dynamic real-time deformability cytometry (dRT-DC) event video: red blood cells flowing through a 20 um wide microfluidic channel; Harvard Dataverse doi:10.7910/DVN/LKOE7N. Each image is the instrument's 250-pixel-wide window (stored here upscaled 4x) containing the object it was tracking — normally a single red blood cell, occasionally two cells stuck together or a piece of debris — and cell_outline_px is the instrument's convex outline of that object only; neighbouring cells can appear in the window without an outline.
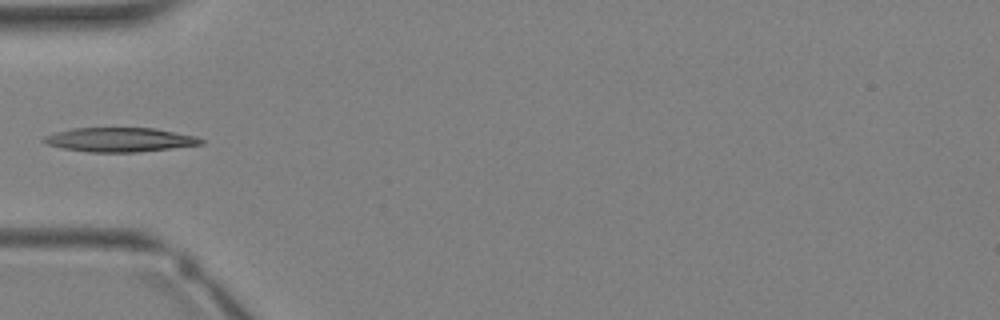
{"species": "Egyptian fruit bat (a non-hibernating species)", "species_latin": "Rousettus aegyptiacus", "temperature_condition": "warm", "stored_images_in_passage": 24, "camera_frame_rate_fps": 3000, "um_per_image_px": 0.085, "animal": {"sex": "female"}, "frame": {"image": 1, "passage_image": 1, "time_ms": 0.0, "image_size_px": [1000, 320], "cell_outline_px": [[204, 144], [136, 152], [88, 152], [64, 148], [48, 144], [40, 140], [44, 136], [56, 132], [72, 128], [156, 128], [196, 136], [204, 140]], "centroid_in_image_um": [10.19, 11.87], "position_along_channel_um": 74.8, "area_um2": 22.08}}
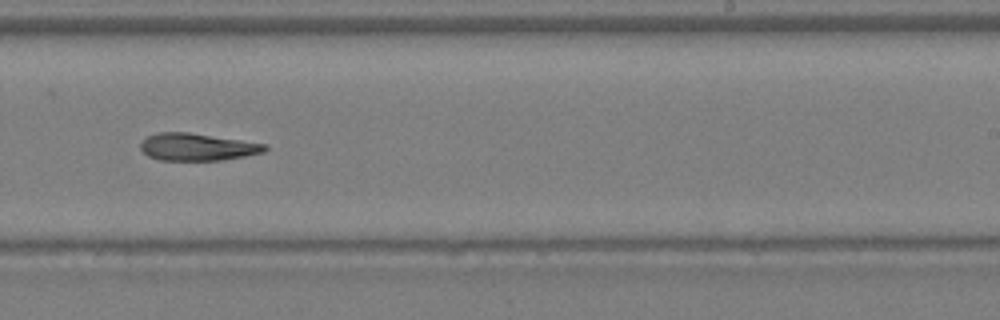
{"frame": {"image": 2, "passage_image": 11, "time_ms": 3.333, "image_size_px": [1000, 320], "cell_outline_px": [[268, 148], [264, 152], [224, 160], [160, 160], [148, 156], [140, 148], [140, 144], [148, 136], [156, 132], [188, 132], [268, 144]], "centroid_in_image_um": [16.78, 12.49], "position_along_channel_um": 272.2, "area_um2": 19.77}}
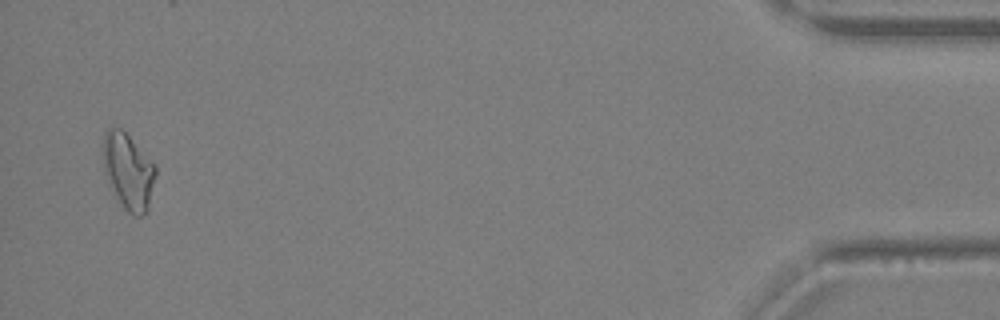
{"frame": {"image": 3, "passage_image": 23, "time_ms": 7.333, "image_size_px": [1000, 320], "cell_outline_px": [[156, 172], [148, 212], [140, 216], [136, 216], [128, 212], [124, 208], [104, 172], [104, 132], [108, 128], [120, 128], [156, 164]], "centroid_in_image_um": [10.94, 14.57], "position_along_channel_um": 424.3, "area_um2": 22.77}}